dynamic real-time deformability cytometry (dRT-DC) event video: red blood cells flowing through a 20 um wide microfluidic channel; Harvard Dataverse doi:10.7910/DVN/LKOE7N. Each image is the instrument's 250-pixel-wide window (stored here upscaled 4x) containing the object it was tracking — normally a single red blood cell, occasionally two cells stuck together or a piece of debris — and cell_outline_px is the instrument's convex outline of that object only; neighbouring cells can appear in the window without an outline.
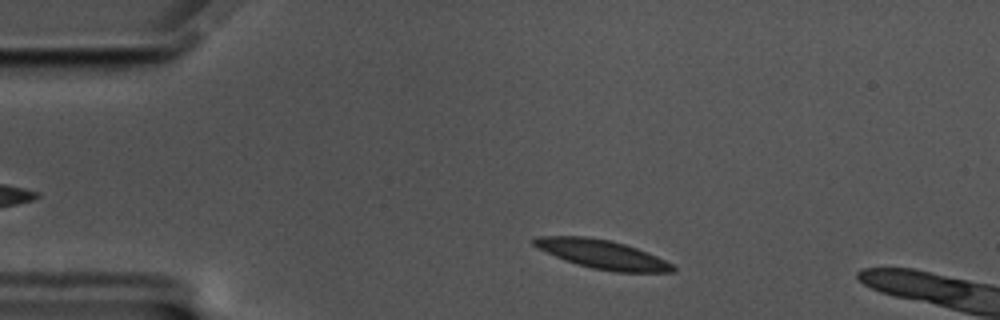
{"species": "common noctule bat (a hibernating species)", "species_latin": "Nyctalus noctula", "temperature_condition": "cold", "stored_images_in_passage": 44, "camera_frame_rate_fps": 3000, "um_per_image_px": 0.085, "animal": {"sex": "male", "body_mass_g": 17.5, "forearm_length_mm": 52.3}, "frame": {"image": 1, "passage_image": 5, "time_ms": 1.333, "image_size_px": [1000, 320], "cell_outline_px": [[676, 272], [612, 272], [592, 268], [564, 260], [532, 244], [532, 240], [536, 236], [588, 236], [612, 240], [648, 252], [672, 264], [676, 268]], "centroid_in_image_um": [51.21, 21.61], "position_along_channel_um": 33.8, "area_um2": 23.24}}
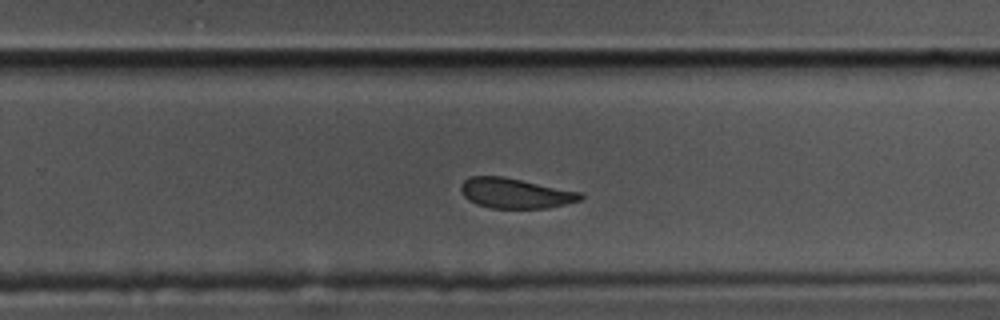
{"frame": {"image": 2, "passage_image": 32, "time_ms": 10.333, "image_size_px": [1000, 320], "cell_outline_px": [[584, 196], [580, 200], [548, 208], [492, 208], [476, 204], [468, 200], [464, 196], [460, 188], [460, 184], [464, 180], [472, 176], [504, 176], [580, 192]], "centroid_in_image_um": [43.77, 16.42], "position_along_channel_um": 286.0, "area_um2": 20.92}}
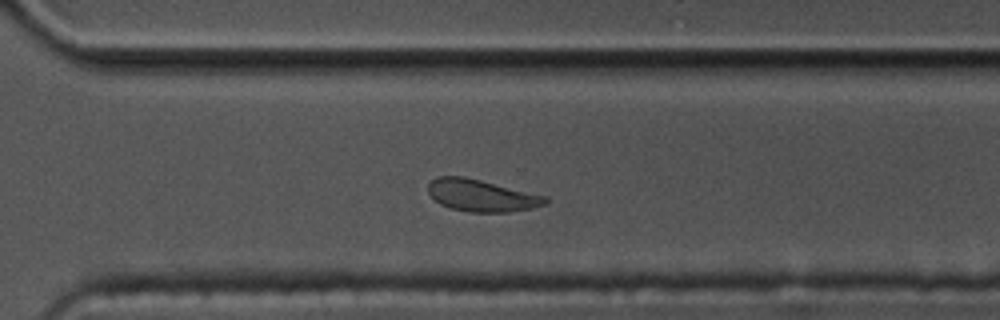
{"frame": {"image": 3, "passage_image": 36, "time_ms": 11.667, "image_size_px": [1000, 320], "cell_outline_px": [[548, 204], [532, 208], [508, 212], [468, 212], [448, 208], [440, 204], [428, 192], [428, 184], [436, 176], [464, 176], [548, 196]], "centroid_in_image_um": [40.95, 16.62], "position_along_channel_um": 329.7, "area_um2": 22.02}}